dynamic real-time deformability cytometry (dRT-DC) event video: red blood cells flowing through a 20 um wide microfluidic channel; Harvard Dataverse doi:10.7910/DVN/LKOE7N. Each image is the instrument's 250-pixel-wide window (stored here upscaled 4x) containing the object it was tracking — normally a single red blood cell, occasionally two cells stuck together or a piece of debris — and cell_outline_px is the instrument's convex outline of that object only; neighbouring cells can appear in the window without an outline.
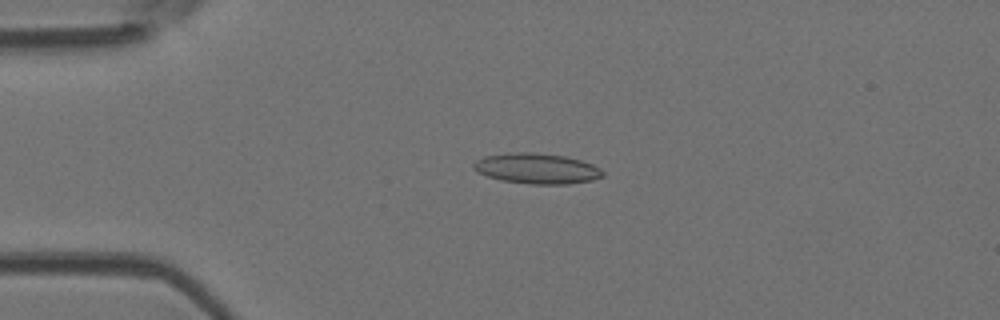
{"species": "Egyptian fruit bat (a non-hibernating species)", "species_latin": "Rousettus aegyptiacus", "temperature_condition": "room temperature", "stored_images_in_passage": 51, "camera_frame_rate_fps": 3000, "um_per_image_px": 0.085, "animal": {"sex": "female"}, "frame": {"image": 1, "passage_image": 10, "time_ms": 3.0, "image_size_px": [1000, 320], "cell_outline_px": [[604, 176], [592, 180], [568, 184], [532, 184], [500, 180], [476, 172], [472, 168], [472, 164], [476, 160], [484, 156], [516, 152], [532, 152], [568, 156], [592, 164], [600, 168], [604, 172]], "centroid_in_image_um": [45.62, 14.32], "position_along_channel_um": 39.4, "area_um2": 23.06}}
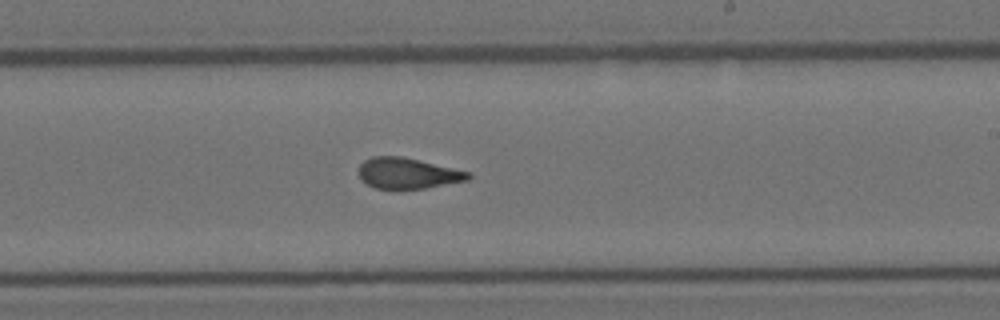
{"frame": {"image": 2, "passage_image": 29, "time_ms": 9.333, "image_size_px": [1000, 320], "cell_outline_px": [[472, 176], [468, 180], [424, 188], [376, 188], [360, 180], [360, 164], [364, 160], [372, 156], [400, 156], [472, 172]], "centroid_in_image_um": [34.67, 14.72], "position_along_channel_um": 254.3, "area_um2": 19.42}}
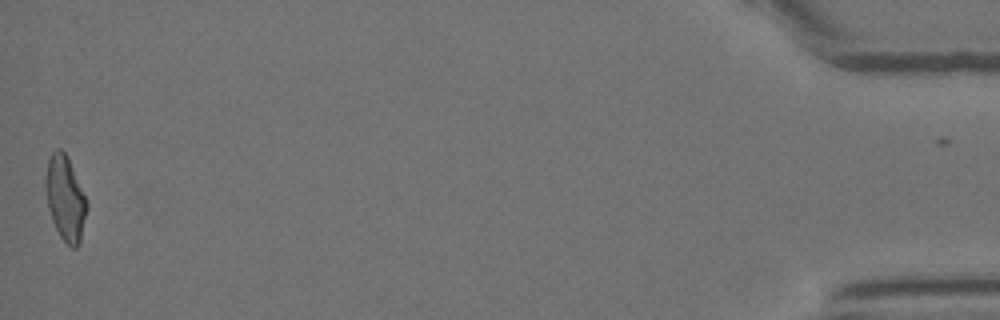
{"frame": {"image": 3, "passage_image": 50, "time_ms": 16.333, "image_size_px": [1000, 320], "cell_outline_px": [[88, 208], [80, 240], [76, 248], [72, 248], [60, 236], [52, 220], [48, 208], [44, 184], [48, 156], [56, 148], [60, 148], [64, 152], [68, 160], [88, 204]], "centroid_in_image_um": [5.52, 16.85], "position_along_channel_um": 429.7, "area_um2": 20.06}, "authors_computed_cell_mechanics": {"area_um2": 20.519, "velocity_mm_per_s": 3.8509, "shape_relaxation_time_tau1_ms": null, "shape_relaxation_time_tau2_ms": 1.4392, "deformation_change_tau1": null, "deformation_change_tau2": 0.0962}}